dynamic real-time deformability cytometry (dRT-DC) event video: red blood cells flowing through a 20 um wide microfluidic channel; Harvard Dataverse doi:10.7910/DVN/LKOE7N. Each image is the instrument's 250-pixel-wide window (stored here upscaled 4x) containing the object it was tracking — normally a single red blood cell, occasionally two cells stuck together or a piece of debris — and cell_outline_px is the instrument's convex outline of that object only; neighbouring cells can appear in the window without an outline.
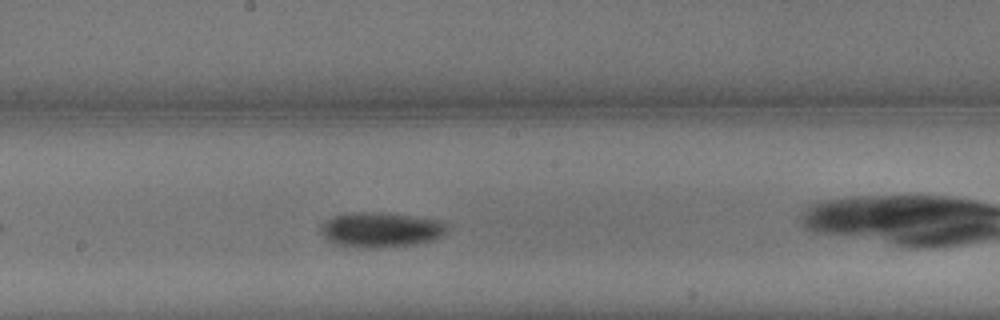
{"species": "common noctule bat (a hibernating species)", "species_latin": "Nyctalus noctula", "temperature_condition": "warm", "stored_images_in_passage": 8, "camera_frame_rate_fps": 3000, "um_per_image_px": 0.085, "animal": {"sex": "male", "body_mass_g": 13.3}, "frame": {"image": 1, "passage_image": 7, "time_ms": 2.0, "image_size_px": [1000, 320], "cell_outline_px": [[444, 232], [440, 236], [432, 240], [412, 244], [368, 248], [364, 248], [336, 244], [328, 240], [320, 232], [320, 228], [332, 216], [348, 212], [380, 212], [436, 220], [444, 224]], "centroid_in_image_um": [32.27, 19.52], "position_along_channel_um": 215.9, "area_um2": 25.03}}